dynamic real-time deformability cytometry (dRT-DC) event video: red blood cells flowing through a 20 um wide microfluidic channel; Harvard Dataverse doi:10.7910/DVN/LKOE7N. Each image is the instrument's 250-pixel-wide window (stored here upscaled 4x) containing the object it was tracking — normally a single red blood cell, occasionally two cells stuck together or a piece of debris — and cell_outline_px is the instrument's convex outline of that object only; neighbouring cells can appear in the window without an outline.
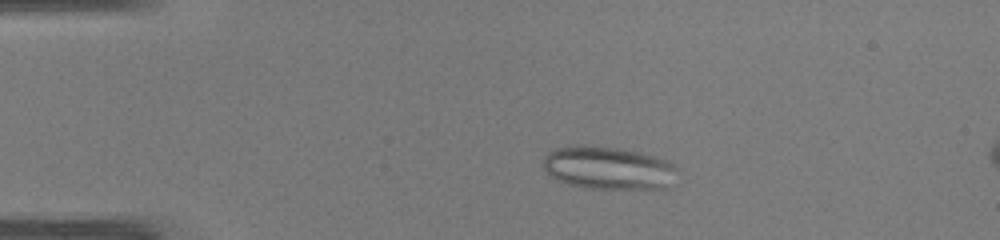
{"species": "common noctule bat (a hibernating species)", "species_latin": "Nyctalus noctula", "temperature_condition": "warm", "stored_images_in_passage": 46, "camera_frame_rate_fps": 3000, "um_per_image_px": 0.085, "animal": {"sex": "male", "body_mass_g": 19.0, "forearm_length_mm": 50.8}, "frame": {"image": 1, "passage_image": 8, "time_ms": 2.333, "image_size_px": [1000, 240], "cell_outline_px": [[680, 172], [668, 188], [584, 188], [568, 184], [552, 176], [544, 168], [544, 156], [548, 152], [556, 148], [576, 144], [584, 144], [624, 148], [640, 152], [668, 160], [680, 168]], "centroid_in_image_um": [51.77, 14.25], "position_along_channel_um": 33.2, "area_um2": 34.1}}
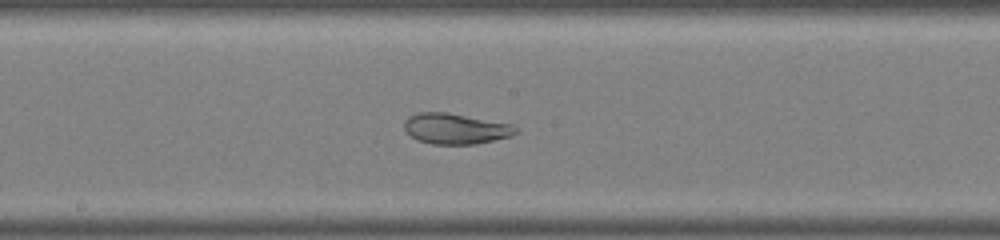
{"frame": {"image": 2, "passage_image": 24, "time_ms": 7.667, "image_size_px": [1000, 240], "cell_outline_px": [[520, 132], [512, 136], [476, 144], [432, 144], [416, 140], [404, 128], [404, 120], [408, 116], [416, 112], [444, 112], [512, 124]], "centroid_in_image_um": [38.71, 10.94], "position_along_channel_um": 209.5, "area_um2": 19.94}}
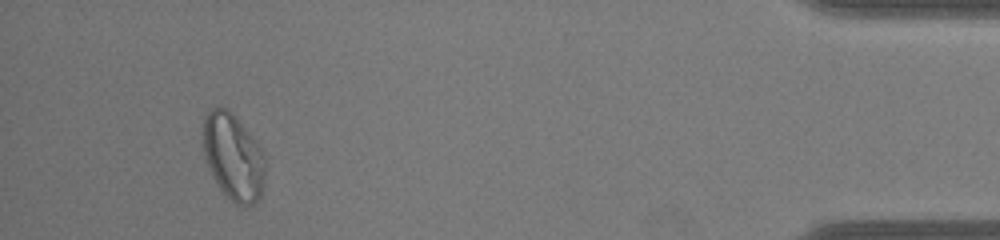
{"frame": {"image": 3, "passage_image": 43, "time_ms": 14.0, "image_size_px": [1000, 240], "cell_outline_px": [[264, 188], [256, 204], [236, 204], [220, 188], [204, 156], [204, 116], [212, 108], [220, 104], [228, 108], [232, 112], [252, 136], [264, 152]], "centroid_in_image_um": [19.85, 13.29], "position_along_channel_um": 415.4, "area_um2": 31.04}, "authors_computed_cell_mechanics": {"area_um2": 28.6688, "velocity_mm_per_s": 4.2261, "shape_relaxation_time_tau1_ms": null, "shape_relaxation_time_tau2_ms": 0.899, "deformation_change_tau1": null, "deformation_change_tau2": 0.0654}}